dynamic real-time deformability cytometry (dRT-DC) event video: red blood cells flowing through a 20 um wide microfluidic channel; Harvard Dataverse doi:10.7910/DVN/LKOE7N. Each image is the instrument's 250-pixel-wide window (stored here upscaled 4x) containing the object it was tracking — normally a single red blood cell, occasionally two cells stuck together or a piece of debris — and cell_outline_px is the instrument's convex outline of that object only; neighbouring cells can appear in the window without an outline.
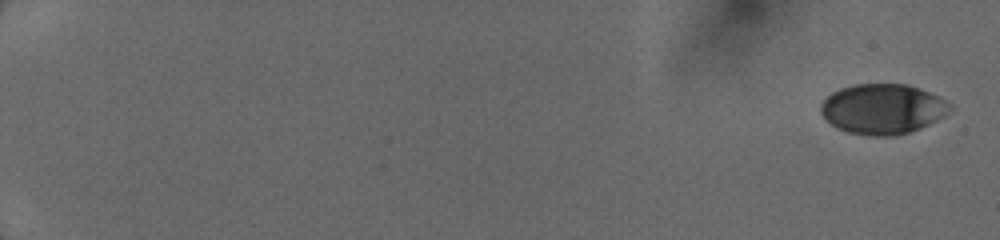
{"species": "human", "species_latin": "Homo sapiens", "temperature_condition": "cold", "stored_images_in_passage": 7, "camera_frame_rate_fps": 3000, "um_per_image_px": 0.085, "donor": {"sex": "female"}, "frame": {"image": 1, "passage_image": 1, "time_ms": 0.0, "image_size_px": [1000, 240], "cell_outline_px": [[952, 108], [944, 116], [920, 128], [896, 136], [868, 136], [848, 132], [836, 128], [820, 112], [820, 104], [832, 92], [840, 88], [852, 84], [908, 84], [928, 92], [952, 104]], "centroid_in_image_um": [75.01, 9.26], "position_along_channel_um": 10.0, "area_um2": 37.69}}